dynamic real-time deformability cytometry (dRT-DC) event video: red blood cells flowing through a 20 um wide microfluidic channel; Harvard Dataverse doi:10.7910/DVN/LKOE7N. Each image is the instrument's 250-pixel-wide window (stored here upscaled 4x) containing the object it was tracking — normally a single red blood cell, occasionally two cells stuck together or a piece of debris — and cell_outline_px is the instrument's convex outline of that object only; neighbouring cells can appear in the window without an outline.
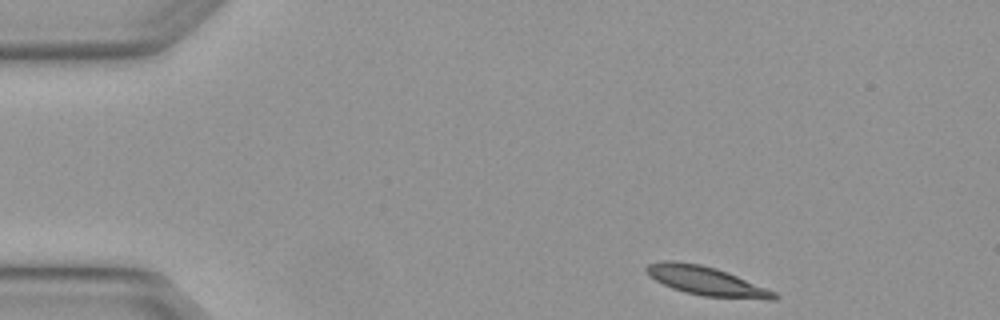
{"species": "Egyptian fruit bat (a non-hibernating species)", "species_latin": "Rousettus aegyptiacus", "temperature_condition": "warm", "stored_images_in_passage": 3, "camera_frame_rate_fps": 3000, "um_per_image_px": 0.085, "animal": {"sex": "female"}, "frame": {"image": 1, "passage_image": 1, "time_ms": 0.0, "image_size_px": [1000, 320], "cell_outline_px": [[780, 296], [776, 300], [768, 300], [704, 296], [684, 292], [672, 288], [648, 276], [644, 272], [644, 268], [648, 264], [664, 260], [672, 260], [700, 264], [716, 268], [776, 292]], "centroid_in_image_um": [60.01, 23.88], "position_along_channel_um": 25.0, "area_um2": 21.56}}